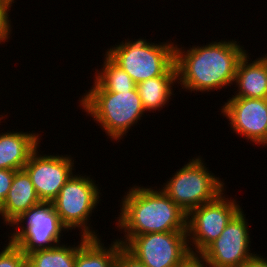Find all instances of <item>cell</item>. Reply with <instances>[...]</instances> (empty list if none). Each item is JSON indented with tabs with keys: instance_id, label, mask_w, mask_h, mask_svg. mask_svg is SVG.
I'll use <instances>...</instances> for the list:
<instances>
[{
	"instance_id": "obj_1",
	"label": "cell",
	"mask_w": 267,
	"mask_h": 267,
	"mask_svg": "<svg viewBox=\"0 0 267 267\" xmlns=\"http://www.w3.org/2000/svg\"><path fill=\"white\" fill-rule=\"evenodd\" d=\"M217 41L190 45L188 49L176 43L177 87L189 93H218L233 86L238 64L248 51L237 40Z\"/></svg>"
},
{
	"instance_id": "obj_2",
	"label": "cell",
	"mask_w": 267,
	"mask_h": 267,
	"mask_svg": "<svg viewBox=\"0 0 267 267\" xmlns=\"http://www.w3.org/2000/svg\"><path fill=\"white\" fill-rule=\"evenodd\" d=\"M157 187L132 185L119 200L115 227L124 236L187 231V213Z\"/></svg>"
},
{
	"instance_id": "obj_3",
	"label": "cell",
	"mask_w": 267,
	"mask_h": 267,
	"mask_svg": "<svg viewBox=\"0 0 267 267\" xmlns=\"http://www.w3.org/2000/svg\"><path fill=\"white\" fill-rule=\"evenodd\" d=\"M81 96L82 112L92 117L111 141L121 142L146 113L137 89L121 93L86 91Z\"/></svg>"
},
{
	"instance_id": "obj_4",
	"label": "cell",
	"mask_w": 267,
	"mask_h": 267,
	"mask_svg": "<svg viewBox=\"0 0 267 267\" xmlns=\"http://www.w3.org/2000/svg\"><path fill=\"white\" fill-rule=\"evenodd\" d=\"M175 45L171 40L153 43L142 37L125 38L105 54L138 84L156 76H177Z\"/></svg>"
},
{
	"instance_id": "obj_5",
	"label": "cell",
	"mask_w": 267,
	"mask_h": 267,
	"mask_svg": "<svg viewBox=\"0 0 267 267\" xmlns=\"http://www.w3.org/2000/svg\"><path fill=\"white\" fill-rule=\"evenodd\" d=\"M209 170L202 156H194L159 186L188 214L193 208L214 200L226 190L224 179L222 181Z\"/></svg>"
},
{
	"instance_id": "obj_6",
	"label": "cell",
	"mask_w": 267,
	"mask_h": 267,
	"mask_svg": "<svg viewBox=\"0 0 267 267\" xmlns=\"http://www.w3.org/2000/svg\"><path fill=\"white\" fill-rule=\"evenodd\" d=\"M75 174L71 175L52 201L54 209L68 231L72 232L78 228L81 230L79 236L101 237L90 222L92 213H95L94 210L103 195L100 186L90 176Z\"/></svg>"
},
{
	"instance_id": "obj_7",
	"label": "cell",
	"mask_w": 267,
	"mask_h": 267,
	"mask_svg": "<svg viewBox=\"0 0 267 267\" xmlns=\"http://www.w3.org/2000/svg\"><path fill=\"white\" fill-rule=\"evenodd\" d=\"M9 227L13 231L8 233L7 241L14 242L26 255L62 243L63 232H69L61 223L52 202H41L29 208Z\"/></svg>"
},
{
	"instance_id": "obj_8",
	"label": "cell",
	"mask_w": 267,
	"mask_h": 267,
	"mask_svg": "<svg viewBox=\"0 0 267 267\" xmlns=\"http://www.w3.org/2000/svg\"><path fill=\"white\" fill-rule=\"evenodd\" d=\"M225 192L187 214V238L191 254H201L242 209L238 203L240 201L229 198Z\"/></svg>"
},
{
	"instance_id": "obj_9",
	"label": "cell",
	"mask_w": 267,
	"mask_h": 267,
	"mask_svg": "<svg viewBox=\"0 0 267 267\" xmlns=\"http://www.w3.org/2000/svg\"><path fill=\"white\" fill-rule=\"evenodd\" d=\"M117 240L146 267H177L190 254L187 231L121 236Z\"/></svg>"
},
{
	"instance_id": "obj_10",
	"label": "cell",
	"mask_w": 267,
	"mask_h": 267,
	"mask_svg": "<svg viewBox=\"0 0 267 267\" xmlns=\"http://www.w3.org/2000/svg\"><path fill=\"white\" fill-rule=\"evenodd\" d=\"M247 220L241 209L221 235L200 254L209 267H240L256 253L250 250L251 237Z\"/></svg>"
},
{
	"instance_id": "obj_11",
	"label": "cell",
	"mask_w": 267,
	"mask_h": 267,
	"mask_svg": "<svg viewBox=\"0 0 267 267\" xmlns=\"http://www.w3.org/2000/svg\"><path fill=\"white\" fill-rule=\"evenodd\" d=\"M40 145L31 153L24 170L28 173L40 200L52 202L75 172L73 157L68 154H43ZM42 154H41V153Z\"/></svg>"
},
{
	"instance_id": "obj_12",
	"label": "cell",
	"mask_w": 267,
	"mask_h": 267,
	"mask_svg": "<svg viewBox=\"0 0 267 267\" xmlns=\"http://www.w3.org/2000/svg\"><path fill=\"white\" fill-rule=\"evenodd\" d=\"M223 103L220 115L229 121L232 133L262 146L267 140V99L229 97Z\"/></svg>"
},
{
	"instance_id": "obj_13",
	"label": "cell",
	"mask_w": 267,
	"mask_h": 267,
	"mask_svg": "<svg viewBox=\"0 0 267 267\" xmlns=\"http://www.w3.org/2000/svg\"><path fill=\"white\" fill-rule=\"evenodd\" d=\"M13 130L0 133V169L18 171L24 169L31 153L41 145L42 135L34 130Z\"/></svg>"
},
{
	"instance_id": "obj_14",
	"label": "cell",
	"mask_w": 267,
	"mask_h": 267,
	"mask_svg": "<svg viewBox=\"0 0 267 267\" xmlns=\"http://www.w3.org/2000/svg\"><path fill=\"white\" fill-rule=\"evenodd\" d=\"M266 54V55H265ZM251 60L247 52L240 60L235 74L237 90L232 97L267 99V53Z\"/></svg>"
},
{
	"instance_id": "obj_15",
	"label": "cell",
	"mask_w": 267,
	"mask_h": 267,
	"mask_svg": "<svg viewBox=\"0 0 267 267\" xmlns=\"http://www.w3.org/2000/svg\"><path fill=\"white\" fill-rule=\"evenodd\" d=\"M28 173L22 169L14 174L8 195L0 205V218L6 227L29 208L41 203Z\"/></svg>"
},
{
	"instance_id": "obj_16",
	"label": "cell",
	"mask_w": 267,
	"mask_h": 267,
	"mask_svg": "<svg viewBox=\"0 0 267 267\" xmlns=\"http://www.w3.org/2000/svg\"><path fill=\"white\" fill-rule=\"evenodd\" d=\"M80 237L76 244L75 267H118L117 254L122 244L117 239L105 246L102 237Z\"/></svg>"
},
{
	"instance_id": "obj_17",
	"label": "cell",
	"mask_w": 267,
	"mask_h": 267,
	"mask_svg": "<svg viewBox=\"0 0 267 267\" xmlns=\"http://www.w3.org/2000/svg\"><path fill=\"white\" fill-rule=\"evenodd\" d=\"M177 83V76H156L136 84L145 111L156 113L170 104Z\"/></svg>"
},
{
	"instance_id": "obj_18",
	"label": "cell",
	"mask_w": 267,
	"mask_h": 267,
	"mask_svg": "<svg viewBox=\"0 0 267 267\" xmlns=\"http://www.w3.org/2000/svg\"><path fill=\"white\" fill-rule=\"evenodd\" d=\"M103 65L101 70L95 69L93 85L86 91H110L121 93V91H131L136 89V83L117 64H115L106 54L103 55Z\"/></svg>"
},
{
	"instance_id": "obj_19",
	"label": "cell",
	"mask_w": 267,
	"mask_h": 267,
	"mask_svg": "<svg viewBox=\"0 0 267 267\" xmlns=\"http://www.w3.org/2000/svg\"><path fill=\"white\" fill-rule=\"evenodd\" d=\"M28 267H75L76 244L59 243L27 254Z\"/></svg>"
},
{
	"instance_id": "obj_20",
	"label": "cell",
	"mask_w": 267,
	"mask_h": 267,
	"mask_svg": "<svg viewBox=\"0 0 267 267\" xmlns=\"http://www.w3.org/2000/svg\"><path fill=\"white\" fill-rule=\"evenodd\" d=\"M6 244L0 251V267H28L27 255L21 248L10 240Z\"/></svg>"
},
{
	"instance_id": "obj_21",
	"label": "cell",
	"mask_w": 267,
	"mask_h": 267,
	"mask_svg": "<svg viewBox=\"0 0 267 267\" xmlns=\"http://www.w3.org/2000/svg\"><path fill=\"white\" fill-rule=\"evenodd\" d=\"M13 3L9 0H0V45L9 42L13 26H11L10 10Z\"/></svg>"
},
{
	"instance_id": "obj_22",
	"label": "cell",
	"mask_w": 267,
	"mask_h": 267,
	"mask_svg": "<svg viewBox=\"0 0 267 267\" xmlns=\"http://www.w3.org/2000/svg\"><path fill=\"white\" fill-rule=\"evenodd\" d=\"M117 265L118 267H146L124 245L119 247L117 254Z\"/></svg>"
},
{
	"instance_id": "obj_23",
	"label": "cell",
	"mask_w": 267,
	"mask_h": 267,
	"mask_svg": "<svg viewBox=\"0 0 267 267\" xmlns=\"http://www.w3.org/2000/svg\"><path fill=\"white\" fill-rule=\"evenodd\" d=\"M16 170L0 169V205L6 199Z\"/></svg>"
},
{
	"instance_id": "obj_24",
	"label": "cell",
	"mask_w": 267,
	"mask_h": 267,
	"mask_svg": "<svg viewBox=\"0 0 267 267\" xmlns=\"http://www.w3.org/2000/svg\"><path fill=\"white\" fill-rule=\"evenodd\" d=\"M177 267H209L200 254H189Z\"/></svg>"
},
{
	"instance_id": "obj_25",
	"label": "cell",
	"mask_w": 267,
	"mask_h": 267,
	"mask_svg": "<svg viewBox=\"0 0 267 267\" xmlns=\"http://www.w3.org/2000/svg\"><path fill=\"white\" fill-rule=\"evenodd\" d=\"M263 257L261 254L256 253L240 267H267V258Z\"/></svg>"
},
{
	"instance_id": "obj_26",
	"label": "cell",
	"mask_w": 267,
	"mask_h": 267,
	"mask_svg": "<svg viewBox=\"0 0 267 267\" xmlns=\"http://www.w3.org/2000/svg\"><path fill=\"white\" fill-rule=\"evenodd\" d=\"M5 114L3 113L2 115H0V121L3 120L5 118Z\"/></svg>"
},
{
	"instance_id": "obj_27",
	"label": "cell",
	"mask_w": 267,
	"mask_h": 267,
	"mask_svg": "<svg viewBox=\"0 0 267 267\" xmlns=\"http://www.w3.org/2000/svg\"><path fill=\"white\" fill-rule=\"evenodd\" d=\"M267 147V140L263 143V145L261 147Z\"/></svg>"
}]
</instances>
